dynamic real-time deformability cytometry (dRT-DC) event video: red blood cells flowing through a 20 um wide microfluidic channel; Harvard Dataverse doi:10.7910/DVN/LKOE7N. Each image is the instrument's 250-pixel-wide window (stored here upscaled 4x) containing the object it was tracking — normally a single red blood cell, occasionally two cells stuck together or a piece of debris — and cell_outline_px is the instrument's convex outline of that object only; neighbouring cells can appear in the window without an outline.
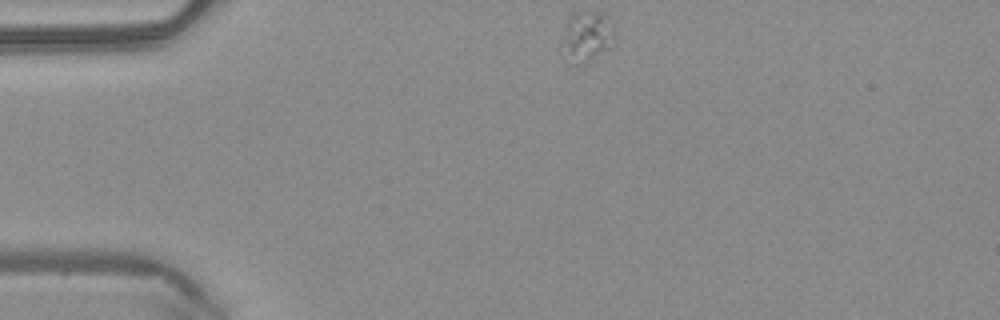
{"species": "common noctule bat (a hibernating species)", "species_latin": "Nyctalus noctula", "temperature_condition": "warm", "stored_images_in_passage": 10, "camera_frame_rate_fps": 3000, "um_per_image_px": 0.085, "animal": {"sex": "male", "body_mass_g": 20.4}, "frame": {"image": 1, "passage_image": 1, "time_ms": 0.0, "image_size_px": [1000, 320], "cell_outline_px": [[616, 44], [612, 48], [584, 64], [572, 64], [560, 44], [568, 20], [572, 12], [604, 12], [616, 32]], "centroid_in_image_um": [49.95, 3.11], "position_along_channel_um": 35.1, "area_um2": 15.9}}
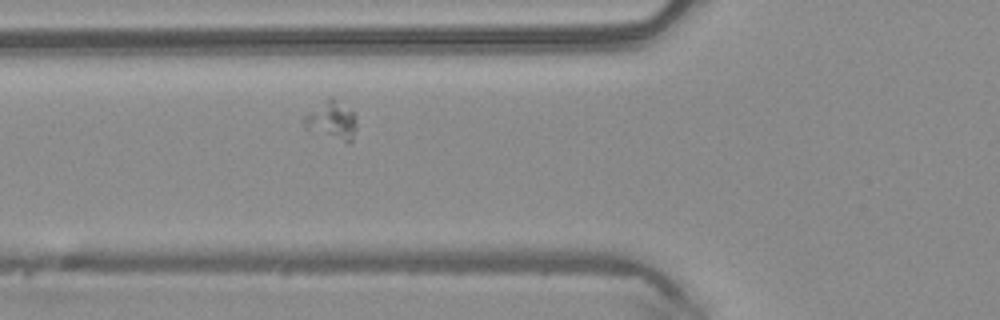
{"frame": {"image": 2, "passage_image": 9, "time_ms": 2.667, "image_size_px": [1000, 320], "cell_outline_px": [[356, 128], [352, 140], [348, 144], [308, 132], [304, 120], [304, 116], [328, 96], [332, 96], [352, 112], [356, 116]], "centroid_in_image_um": [28.19, 10.27], "position_along_channel_um": 97.6, "area_um2": 12.02}}